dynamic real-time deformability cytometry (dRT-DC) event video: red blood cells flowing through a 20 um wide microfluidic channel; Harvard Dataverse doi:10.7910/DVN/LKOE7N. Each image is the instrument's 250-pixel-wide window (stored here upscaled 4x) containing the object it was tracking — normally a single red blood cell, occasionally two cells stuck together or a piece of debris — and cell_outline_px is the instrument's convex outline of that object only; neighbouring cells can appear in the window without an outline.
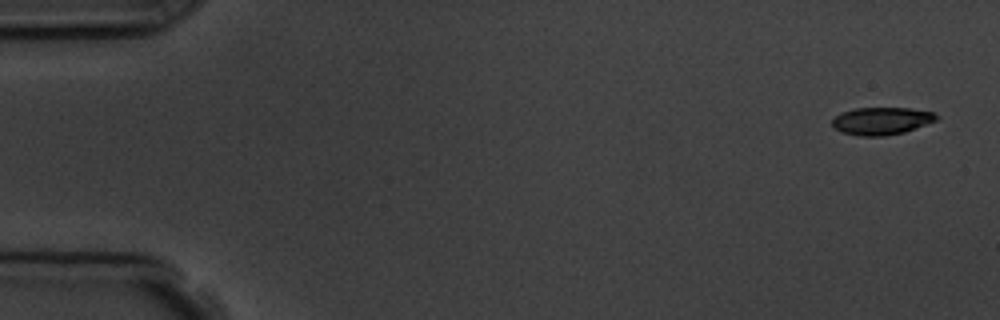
{"species": "common noctule bat (a hibernating species)", "species_latin": "Nyctalus noctula", "temperature_condition": "room temperature", "stored_images_in_passage": 4, "camera_frame_rate_fps": 3000, "um_per_image_px": 0.085, "animal": {"sex": "male", "body_mass_g": 19.5, "forearm_length_mm": 54.6}, "frame": {"image": 1, "passage_image": 1, "time_ms": 0.0, "image_size_px": [1000, 320], "cell_outline_px": [[940, 120], [904, 132], [884, 136], [860, 136], [840, 132], [832, 124], [832, 120], [840, 112], [856, 108], [908, 108], [936, 112], [940, 116]], "centroid_in_image_um": [74.99, 10.27], "position_along_channel_um": 10.0, "area_um2": 16.94}}
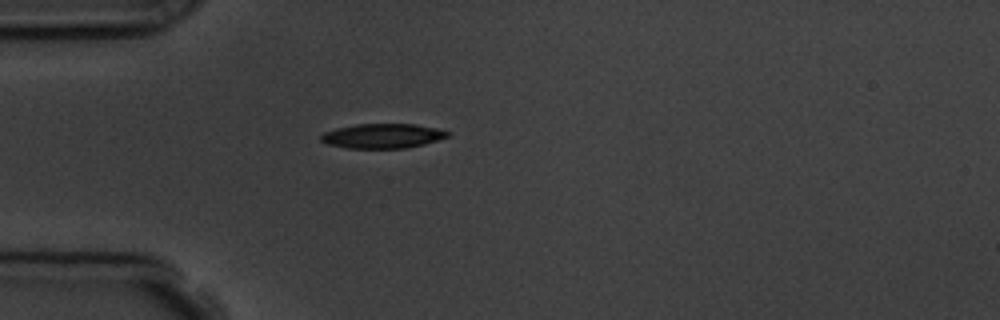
{"frame": {"image": 2, "passage_image": 4, "time_ms": 4.333, "image_size_px": [1000, 320], "cell_outline_px": [[448, 136], [424, 144], [404, 148], [348, 148], [328, 144], [320, 140], [320, 136], [324, 132], [336, 128], [356, 124], [416, 124], [436, 128], [448, 132]], "centroid_in_image_um": [32.48, 11.55], "position_along_channel_um": 52.5, "area_um2": 17.98}}